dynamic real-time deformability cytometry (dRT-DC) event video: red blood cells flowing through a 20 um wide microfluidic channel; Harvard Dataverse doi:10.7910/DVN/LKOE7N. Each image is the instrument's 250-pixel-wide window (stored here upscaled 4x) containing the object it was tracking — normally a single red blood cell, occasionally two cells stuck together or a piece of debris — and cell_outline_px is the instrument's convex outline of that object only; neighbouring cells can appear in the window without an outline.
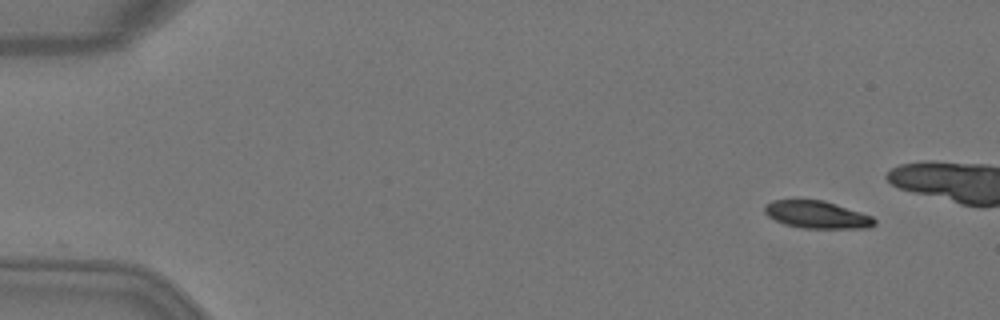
{"species": "Egyptian fruit bat (a non-hibernating species)", "species_latin": "Rousettus aegyptiacus", "temperature_condition": "warm", "stored_images_in_passage": 5, "camera_frame_rate_fps": 3000, "um_per_image_px": 0.085, "animal": {"sex": "female"}, "frame": {"image": 1, "passage_image": 1, "time_ms": 0.0, "image_size_px": [1000, 320], "cell_outline_px": [[876, 224], [868, 228], [804, 228], [784, 224], [768, 216], [764, 212], [764, 208], [772, 200], [824, 200], [872, 216], [876, 220]], "centroid_in_image_um": [69.46, 18.25], "position_along_channel_um": 15.5, "area_um2": 17.4}}